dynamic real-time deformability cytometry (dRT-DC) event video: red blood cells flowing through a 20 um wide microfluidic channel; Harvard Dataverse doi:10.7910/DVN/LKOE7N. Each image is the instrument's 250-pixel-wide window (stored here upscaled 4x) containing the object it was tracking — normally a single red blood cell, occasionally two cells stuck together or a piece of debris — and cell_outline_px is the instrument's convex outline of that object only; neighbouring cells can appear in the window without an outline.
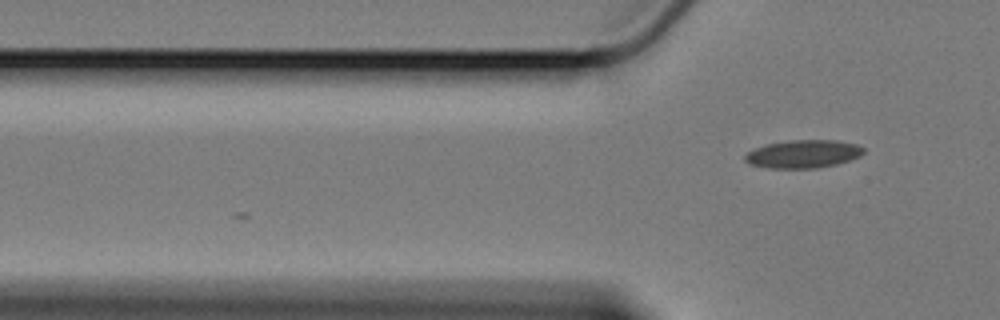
{"species": "Egyptian fruit bat (a non-hibernating species)", "species_latin": "Rousettus aegyptiacus", "temperature_condition": "cold", "stored_images_in_passage": 5, "camera_frame_rate_fps": 3000, "um_per_image_px": 0.085, "animal": {"sex": "female"}, "frame": {"image": 1, "passage_image": 5, "time_ms": 1.333, "image_size_px": [1000, 320], "cell_outline_px": [[864, 152], [860, 156], [836, 164], [816, 168], [768, 168], [748, 164], [744, 160], [744, 156], [748, 152], [756, 148], [768, 144], [792, 140], [836, 140], [856, 144], [864, 148]], "centroid_in_image_um": [68.26, 13.09], "position_along_channel_um": 57.5, "area_um2": 19.25}}